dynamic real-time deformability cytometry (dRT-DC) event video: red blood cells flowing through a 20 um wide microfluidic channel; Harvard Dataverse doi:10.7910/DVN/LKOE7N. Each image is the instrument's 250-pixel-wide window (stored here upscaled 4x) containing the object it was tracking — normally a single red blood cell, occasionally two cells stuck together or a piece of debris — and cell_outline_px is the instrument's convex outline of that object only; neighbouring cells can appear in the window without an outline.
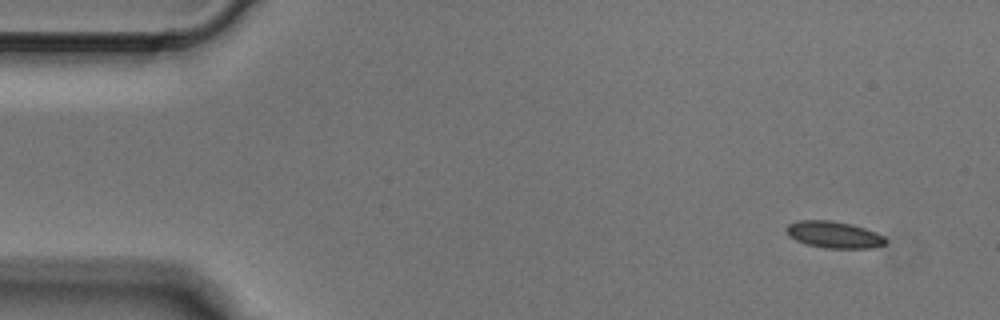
{"species": "Egyptian fruit bat (a non-hibernating species)", "species_latin": "Rousettus aegyptiacus", "temperature_condition": "cold", "stored_images_in_passage": 5, "camera_frame_rate_fps": 3000, "um_per_image_px": 0.085, "animal": {"sex": "male"}, "frame": {"image": 1, "passage_image": 1, "time_ms": 0.0, "image_size_px": [1000, 320], "cell_outline_px": [[888, 240], [884, 244], [876, 248], [824, 248], [808, 244], [796, 240], [788, 236], [784, 228], [788, 224], [796, 220], [832, 220], [852, 224], [876, 232], [884, 236]], "centroid_in_image_um": [70.88, 19.94], "position_along_channel_um": 14.1, "area_um2": 15.66}}
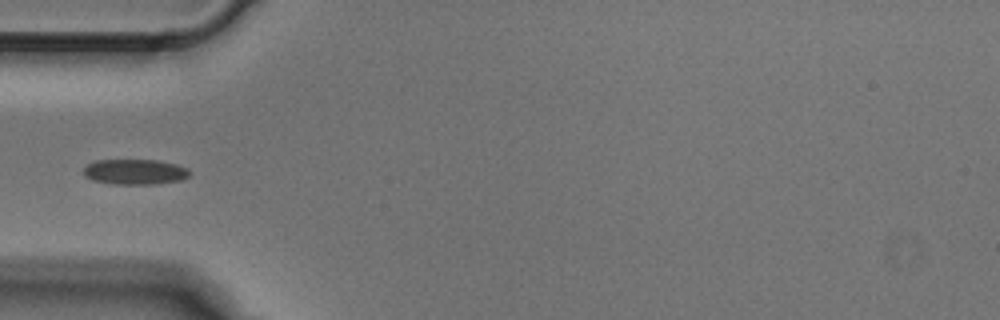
{"frame": {"image": 2, "passage_image": 4, "time_ms": 1.0, "image_size_px": [1000, 320], "cell_outline_px": [[188, 176], [180, 180], [152, 184], [112, 184], [92, 180], [84, 176], [84, 168], [88, 164], [96, 160], [156, 160], [176, 164], [188, 168]], "centroid_in_image_um": [11.43, 14.6], "position_along_channel_um": 73.6, "area_um2": 15.55}}
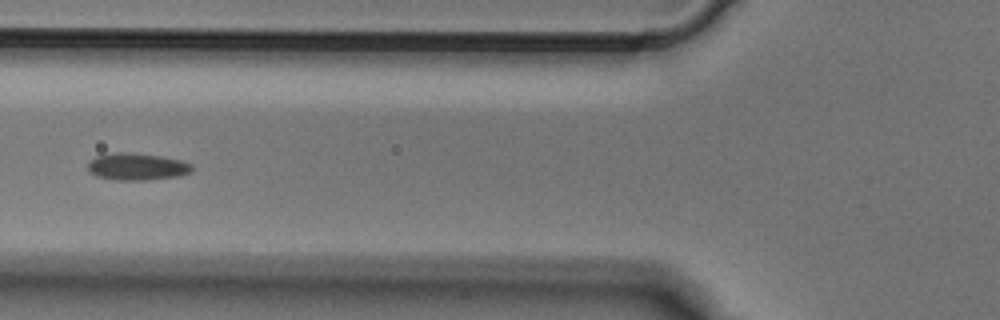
{"frame": {"image": 3, "passage_image": 5, "time_ms": 1.333, "image_size_px": [1000, 320], "cell_outline_px": [[192, 172], [180, 176], [148, 180], [116, 180], [96, 176], [88, 172], [88, 160], [96, 156], [116, 152], [124, 152], [160, 156], [180, 160], [192, 164]], "centroid_in_image_um": [11.62, 14.17], "position_along_channel_um": 114.2, "area_um2": 16.53}}